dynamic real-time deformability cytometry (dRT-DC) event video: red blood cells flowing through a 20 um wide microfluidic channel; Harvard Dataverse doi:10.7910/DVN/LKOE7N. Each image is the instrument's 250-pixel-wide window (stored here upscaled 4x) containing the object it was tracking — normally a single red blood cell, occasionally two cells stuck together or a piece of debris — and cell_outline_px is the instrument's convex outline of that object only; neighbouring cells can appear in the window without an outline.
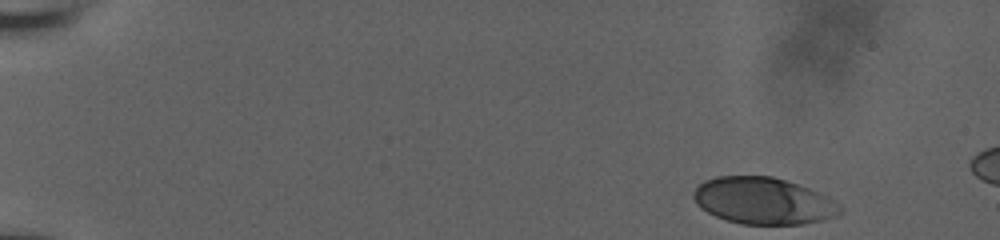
{"species": "human", "species_latin": "Homo sapiens", "temperature_condition": "room temperature", "stored_images_in_passage": 14, "camera_frame_rate_fps": 3000, "um_per_image_px": 0.085, "donor": {"sex": "male"}, "frame": {"image": 1, "passage_image": 1, "time_ms": 0.0, "image_size_px": [1000, 240], "cell_outline_px": [[844, 212], [836, 216], [824, 220], [800, 224], [740, 224], [716, 216], [700, 208], [696, 204], [692, 196], [692, 192], [704, 180], [716, 176], [772, 176], [808, 188], [828, 196], [840, 204], [844, 208]], "centroid_in_image_um": [64.9, 17.07], "position_along_channel_um": 20.1, "area_um2": 40.11}}